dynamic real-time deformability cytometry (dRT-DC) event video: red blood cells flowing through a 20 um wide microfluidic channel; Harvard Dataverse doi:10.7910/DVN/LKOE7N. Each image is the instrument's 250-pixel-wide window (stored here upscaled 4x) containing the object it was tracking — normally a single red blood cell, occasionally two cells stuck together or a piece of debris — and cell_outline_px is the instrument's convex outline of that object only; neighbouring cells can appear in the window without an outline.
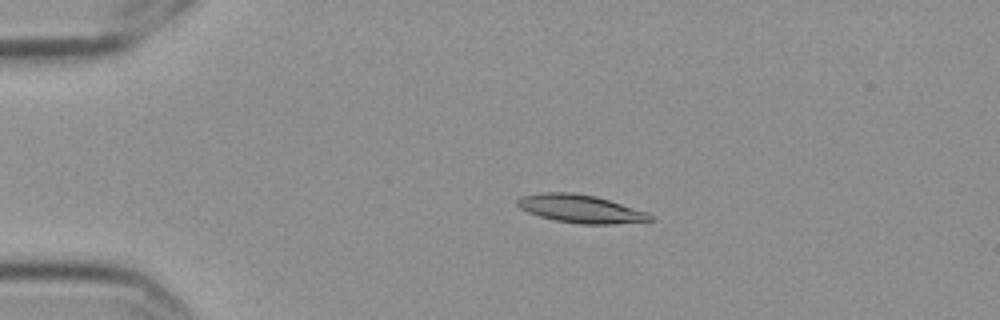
{"species": "Egyptian fruit bat (a non-hibernating species)", "species_latin": "Rousettus aegyptiacus", "temperature_condition": "cold", "stored_images_in_passage": 6, "camera_frame_rate_fps": 3000, "um_per_image_px": 0.085, "frame": {"image": 1, "passage_image": 4, "time_ms": 1.0, "image_size_px": [1000, 320], "cell_outline_px": [[652, 220], [612, 224], [580, 224], [556, 220], [540, 216], [528, 212], [520, 208], [516, 204], [516, 200], [520, 196], [540, 192], [572, 192], [596, 196], [648, 212], [652, 216]], "centroid_in_image_um": [49.31, 17.73], "position_along_channel_um": 35.7, "area_um2": 21.68}}
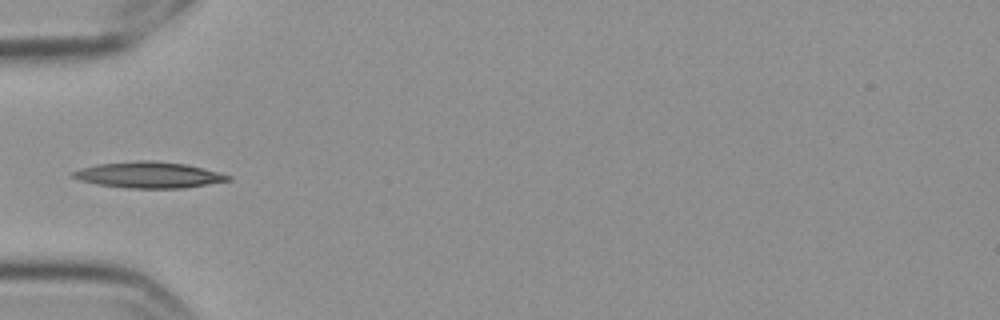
{"frame": {"image": 2, "passage_image": 6, "time_ms": 1.667, "image_size_px": [1000, 320], "cell_outline_px": [[232, 180], [184, 188], [128, 188], [96, 184], [80, 180], [68, 176], [68, 172], [80, 168], [96, 164], [136, 160], [152, 160], [184, 164], [232, 176]], "centroid_in_image_um": [12.55, 14.86], "position_along_channel_um": 72.5, "area_um2": 23.7}}